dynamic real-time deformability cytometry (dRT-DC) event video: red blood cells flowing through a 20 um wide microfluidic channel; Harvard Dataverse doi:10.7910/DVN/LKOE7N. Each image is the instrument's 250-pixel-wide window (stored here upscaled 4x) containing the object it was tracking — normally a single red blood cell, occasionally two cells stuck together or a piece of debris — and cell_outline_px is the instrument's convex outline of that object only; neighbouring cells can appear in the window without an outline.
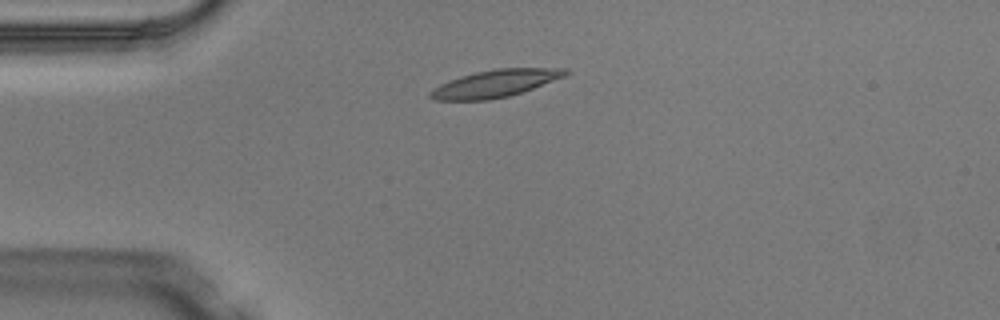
{"species": "Egyptian fruit bat (a non-hibernating species)", "species_latin": "Rousettus aegyptiacus", "temperature_condition": "warm", "stored_images_in_passage": 3, "camera_frame_rate_fps": 3000, "um_per_image_px": 0.085, "animal": {"sex": "male"}, "frame": {"image": 1, "passage_image": 2, "time_ms": 0.333, "image_size_px": [1000, 320], "cell_outline_px": [[572, 72], [564, 76], [532, 88], [508, 96], [488, 100], [436, 100], [428, 96], [428, 92], [432, 88], [448, 80], [460, 76], [476, 72], [496, 68], [568, 68]], "centroid_in_image_um": [42.06, 7.09], "position_along_channel_um": 42.9, "area_um2": 21.44}}
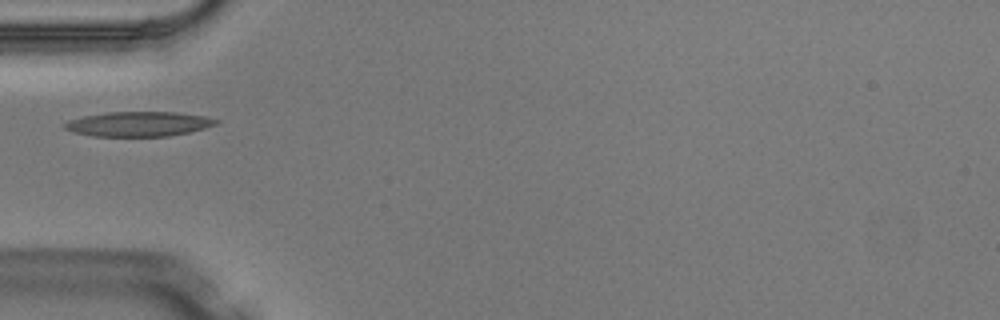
{"frame": {"image": 2, "passage_image": 3, "time_ms": 0.667, "image_size_px": [1000, 320], "cell_outline_px": [[220, 120], [216, 124], [204, 128], [188, 132], [168, 136], [92, 136], [72, 132], [64, 128], [64, 124], [68, 120], [84, 116], [108, 112], [176, 112], [204, 116]], "centroid_in_image_um": [11.76, 10.54], "position_along_channel_um": 73.2, "area_um2": 21.73}}